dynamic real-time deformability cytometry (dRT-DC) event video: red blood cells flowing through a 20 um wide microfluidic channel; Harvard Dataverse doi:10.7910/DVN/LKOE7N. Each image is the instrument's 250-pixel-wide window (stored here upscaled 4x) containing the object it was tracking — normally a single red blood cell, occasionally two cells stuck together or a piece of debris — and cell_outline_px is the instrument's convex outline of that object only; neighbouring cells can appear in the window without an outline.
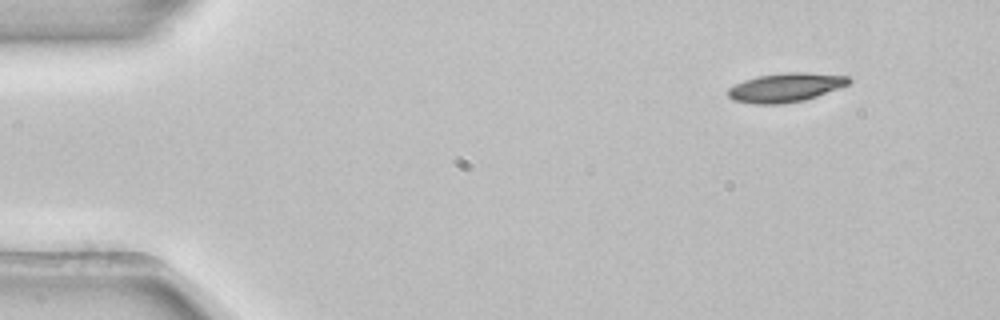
{"species": "common noctule bat (a hibernating species)", "species_latin": "Nyctalus noctula", "temperature_condition": "room temperature", "stored_images_in_passage": 4, "camera_frame_rate_fps": 3000, "um_per_image_px": 0.085, "animal": {"sex": "female", "body_mass_g": 22.7, "forearm_length_mm": 54.2}, "frame": {"image": 1, "passage_image": 1, "time_ms": 0.0, "image_size_px": [1000, 320], "cell_outline_px": [[852, 80], [848, 84], [840, 88], [804, 100], [780, 104], [752, 104], [732, 100], [728, 96], [728, 88], [744, 80], [756, 76], [784, 72], [808, 72], [848, 76]], "centroid_in_image_um": [66.77, 7.43], "position_along_channel_um": 18.2, "area_um2": 20.52}}
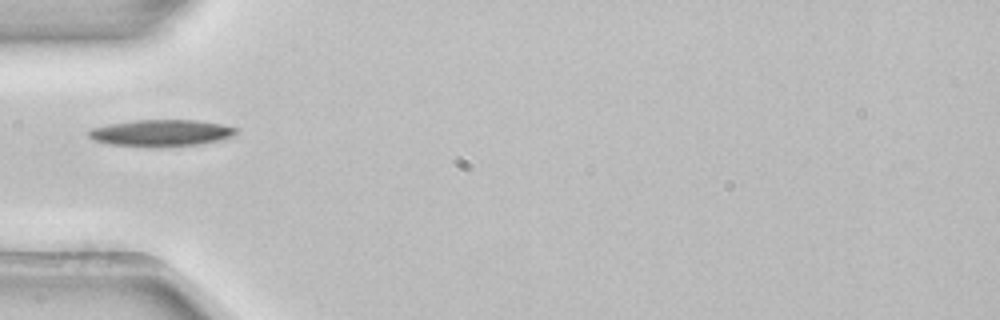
{"frame": {"image": 2, "passage_image": 4, "time_ms": 1.0, "image_size_px": [1000, 320], "cell_outline_px": [[240, 128], [232, 136], [220, 140], [200, 144], [148, 148], [108, 144], [96, 140], [88, 136], [88, 132], [92, 128], [112, 124], [136, 120], [196, 120], [220, 124]], "centroid_in_image_um": [13.72, 11.32], "position_along_channel_um": 71.3, "area_um2": 22.95}}